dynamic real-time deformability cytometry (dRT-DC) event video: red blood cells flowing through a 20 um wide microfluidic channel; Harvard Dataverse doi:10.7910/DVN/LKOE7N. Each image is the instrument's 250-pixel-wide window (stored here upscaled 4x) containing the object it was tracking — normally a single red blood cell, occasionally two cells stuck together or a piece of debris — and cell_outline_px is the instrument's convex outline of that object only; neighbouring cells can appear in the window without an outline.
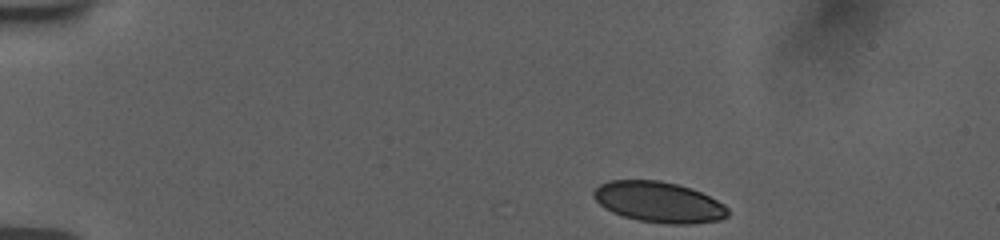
{"species": "human", "species_latin": "Homo sapiens", "temperature_condition": "room temperature", "stored_images_in_passage": 46, "camera_frame_rate_fps": 3000, "um_per_image_px": 0.085, "donor": {"sex": "female"}, "frame": {"image": 1, "passage_image": 1, "time_ms": 0.0, "image_size_px": [1000, 240], "cell_outline_px": [[728, 216], [720, 220], [692, 224], [664, 224], [636, 220], [612, 212], [604, 208], [592, 196], [592, 192], [600, 184], [608, 180], [660, 180], [692, 188], [724, 204], [728, 208]], "centroid_in_image_um": [55.99, 17.18], "position_along_channel_um": 29.0, "area_um2": 32.02}}
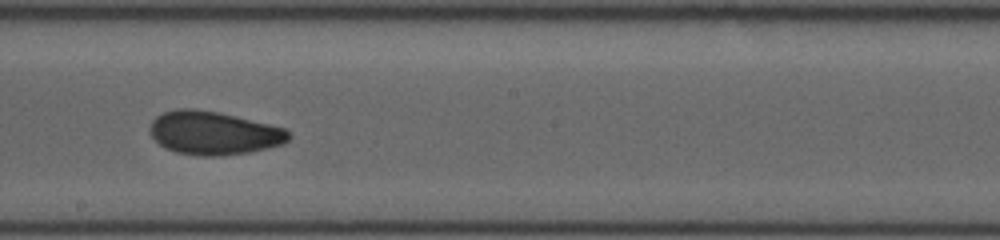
{"frame": {"image": 2, "passage_image": 24, "time_ms": 7.667, "image_size_px": [1000, 240], "cell_outline_px": [[292, 136], [284, 144], [248, 152], [220, 156], [200, 156], [176, 152], [164, 148], [152, 136], [148, 128], [152, 120], [156, 116], [164, 112], [180, 108], [192, 108], [220, 112], [284, 128]], "centroid_in_image_um": [18.14, 11.3], "position_along_channel_um": 230.1, "area_um2": 35.08}}
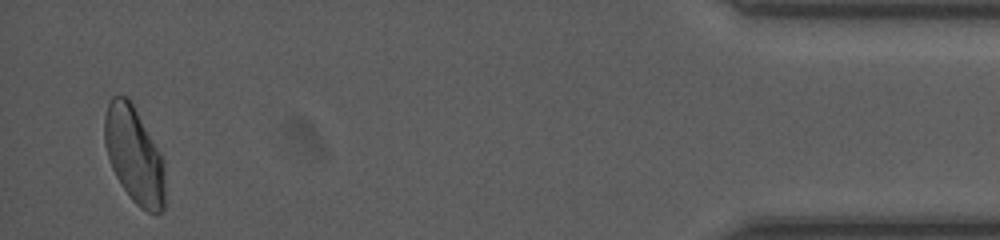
{"frame": {"image": 3, "passage_image": 45, "time_ms": 14.667, "image_size_px": [1000, 240], "cell_outline_px": [[164, 208], [160, 212], [148, 212], [140, 208], [132, 200], [120, 184], [112, 168], [104, 144], [104, 116], [108, 104], [112, 96], [128, 96], [160, 152], [164, 160]], "centroid_in_image_um": [11.39, 13.18], "position_along_channel_um": 423.8, "area_um2": 33.87}, "authors_computed_cell_mechanics": {"area_um2": 33.8708, "velocity_mm_per_s": 3.7672, "shape_relaxation_time_tau1_ms": 7.1791, "shape_relaxation_time_tau2_ms": 1.6709, "deformation_change_tau1": 0.1483, "deformation_change_tau2": 0.0604}}